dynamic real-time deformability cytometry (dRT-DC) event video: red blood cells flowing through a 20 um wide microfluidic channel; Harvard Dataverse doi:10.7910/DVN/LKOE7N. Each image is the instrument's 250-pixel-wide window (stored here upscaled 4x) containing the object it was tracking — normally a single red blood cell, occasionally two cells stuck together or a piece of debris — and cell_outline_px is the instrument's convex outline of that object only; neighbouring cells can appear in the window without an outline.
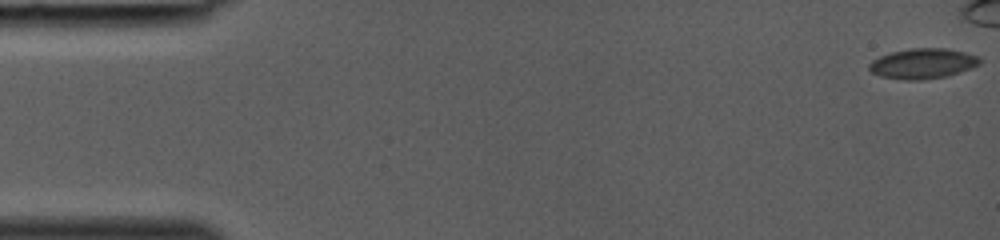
{"species": "common noctule bat (a hibernating species)", "species_latin": "Nyctalus noctula", "temperature_condition": "room temperature", "stored_images_in_passage": 31, "camera_frame_rate_fps": 3000, "um_per_image_px": 0.085, "animal": {"sex": "female", "body_mass_g": 19.0, "forearm_length_mm": 53.3}, "frame": {"image": 1, "passage_image": 1, "time_ms": 0.0, "image_size_px": [1000, 240], "cell_outline_px": [[980, 64], [972, 68], [960, 72], [944, 76], [920, 80], [904, 80], [880, 76], [872, 72], [868, 68], [868, 64], [872, 60], [880, 56], [892, 52], [912, 48], [948, 48], [980, 56]], "centroid_in_image_um": [78.44, 5.4], "position_along_channel_um": 6.6, "area_um2": 19.48}}
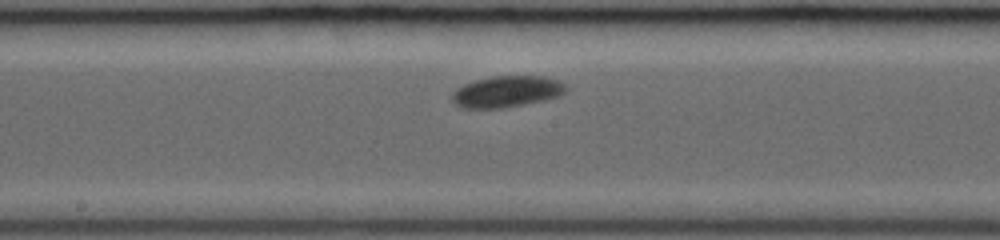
{"frame": {"image": 2, "passage_image": 19, "time_ms": 6.0, "image_size_px": [1000, 240], "cell_outline_px": [[568, 88], [560, 96], [504, 108], [464, 108], [456, 104], [452, 100], [452, 92], [456, 88], [464, 84], [476, 80], [492, 76], [544, 76], [556, 80], [564, 84]], "centroid_in_image_um": [43.05, 7.78], "position_along_channel_um": 205.1, "area_um2": 20.63}}
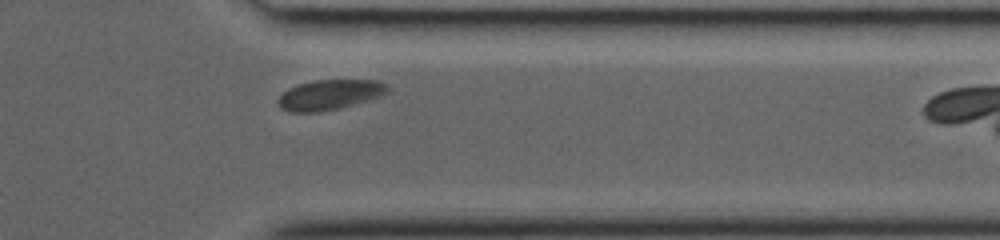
{"frame": {"image": 3, "passage_image": 30, "time_ms": 9.667, "image_size_px": [1000, 240], "cell_outline_px": [[388, 92], [380, 96], [368, 100], [340, 108], [316, 112], [288, 112], [280, 108], [276, 104], [276, 100], [288, 88], [300, 84], [316, 80], [376, 80], [388, 84]], "centroid_in_image_um": [28.0, 8.06], "position_along_channel_um": 383.4, "area_um2": 19.25}}